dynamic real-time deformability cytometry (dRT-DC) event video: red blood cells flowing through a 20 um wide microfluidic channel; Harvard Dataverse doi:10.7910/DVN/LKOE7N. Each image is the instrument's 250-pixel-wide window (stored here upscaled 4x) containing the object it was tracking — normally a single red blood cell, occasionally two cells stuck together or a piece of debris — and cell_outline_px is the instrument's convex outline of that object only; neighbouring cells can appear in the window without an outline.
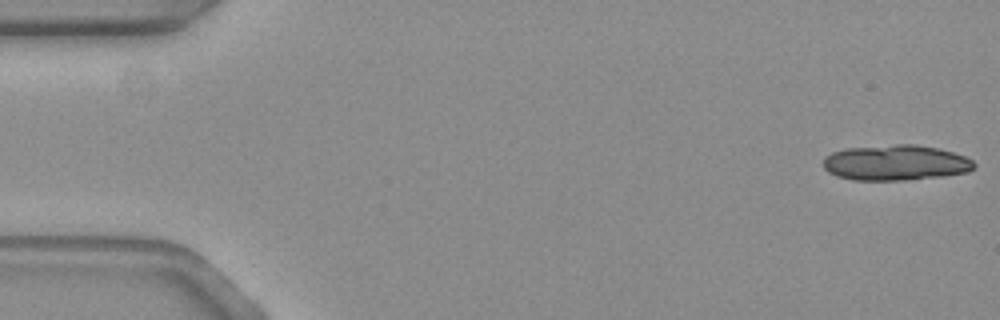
{"species": "common noctule bat (a hibernating species)", "species_latin": "Nyctalus noctula", "temperature_condition": "warm", "stored_images_in_passage": 15, "camera_frame_rate_fps": 3000, "um_per_image_px": 0.085, "animal": {"sex": "female", "body_mass_g": 19.3, "forearm_length_mm": 54.1}, "frame": {"image": 1, "passage_image": 1, "time_ms": 0.0, "image_size_px": [1000, 320], "cell_outline_px": [[976, 164], [968, 172], [944, 176], [904, 180], [852, 180], [836, 176], [828, 172], [824, 168], [824, 156], [832, 152], [848, 148], [896, 144], [916, 144], [940, 148], [964, 156], [972, 160]], "centroid_in_image_um": [76.12, 13.83], "position_along_channel_um": 8.9, "area_um2": 31.33}}